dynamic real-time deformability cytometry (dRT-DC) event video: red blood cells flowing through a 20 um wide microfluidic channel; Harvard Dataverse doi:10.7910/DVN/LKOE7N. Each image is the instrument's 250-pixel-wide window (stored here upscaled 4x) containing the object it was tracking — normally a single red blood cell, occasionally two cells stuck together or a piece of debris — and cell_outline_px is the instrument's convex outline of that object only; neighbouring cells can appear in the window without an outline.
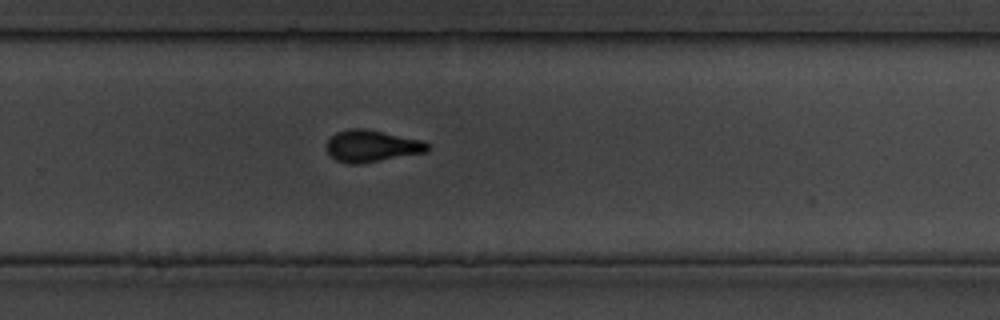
{"species": "common noctule bat (a hibernating species)", "species_latin": "Nyctalus noctula", "temperature_condition": "cold", "stored_images_in_passage": 13, "camera_frame_rate_fps": 3000, "um_per_image_px": 0.085, "animal": {"sex": "male", "body_mass_g": 19.5, "forearm_length_mm": 54.6}, "frame": {"image": 1, "passage_image": 13, "time_ms": 16.0, "image_size_px": [1000, 320], "cell_outline_px": [[432, 148], [428, 152], [360, 164], [348, 164], [336, 160], [328, 152], [328, 140], [336, 132], [348, 128], [364, 128], [424, 140], [432, 144]], "centroid_in_image_um": [31.69, 12.41], "position_along_channel_um": 298.1, "area_um2": 19.02}}